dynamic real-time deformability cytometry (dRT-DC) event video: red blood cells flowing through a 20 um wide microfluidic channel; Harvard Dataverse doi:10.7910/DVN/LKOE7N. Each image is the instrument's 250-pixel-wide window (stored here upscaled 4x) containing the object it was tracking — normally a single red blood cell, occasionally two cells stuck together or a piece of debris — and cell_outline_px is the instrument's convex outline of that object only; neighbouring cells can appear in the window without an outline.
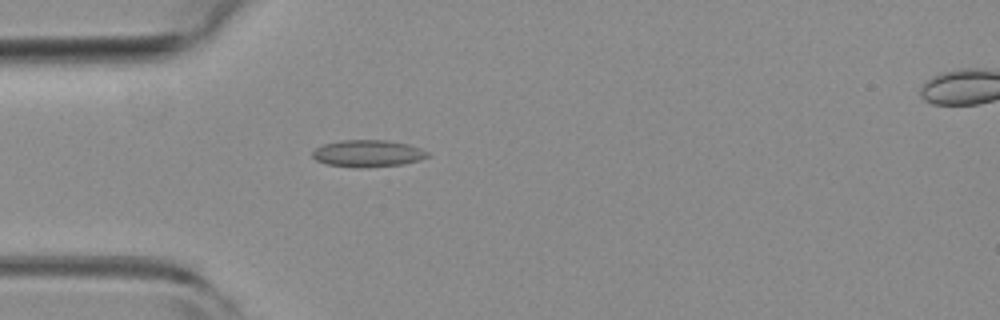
{"species": "common noctule bat (a hibernating species)", "species_latin": "Nyctalus noctula", "temperature_condition": "room temperature", "stored_images_in_passage": 6, "camera_frame_rate_fps": 3000, "um_per_image_px": 0.085, "animal": {"sex": "female", "body_mass_g": 19.3, "forearm_length_mm": 54.1}, "frame": {"image": 1, "passage_image": 5, "time_ms": 1.333, "image_size_px": [1000, 320], "cell_outline_px": [[432, 156], [420, 160], [404, 164], [364, 168], [356, 168], [328, 164], [316, 160], [312, 156], [312, 152], [316, 148], [324, 144], [344, 140], [388, 140], [408, 144], [420, 148], [428, 152]], "centroid_in_image_um": [31.31, 13.05], "position_along_channel_um": 53.7, "area_um2": 18.21}}